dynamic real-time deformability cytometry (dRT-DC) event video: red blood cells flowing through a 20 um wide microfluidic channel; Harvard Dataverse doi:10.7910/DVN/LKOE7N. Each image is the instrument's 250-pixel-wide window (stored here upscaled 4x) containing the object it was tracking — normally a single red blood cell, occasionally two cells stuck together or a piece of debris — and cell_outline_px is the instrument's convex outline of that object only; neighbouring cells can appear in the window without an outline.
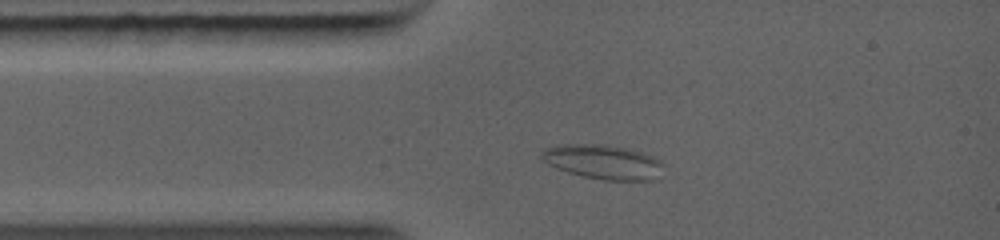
{"species": "common noctule bat (a hibernating species)", "species_latin": "Nyctalus noctula", "temperature_condition": "warm", "stored_images_in_passage": 6, "camera_frame_rate_fps": 5000, "um_per_image_px": 0.085, "animal": {"sex": "female", "body_mass_g": 19.0, "forearm_length_mm": 56.7}, "frame": {"image": 1, "passage_image": 2, "time_ms": 0.8, "image_size_px": [1000, 240], "cell_outline_px": [[648, 160], [636, 180], [608, 180], [584, 176], [560, 168], [552, 164], [548, 152], [552, 148], [608, 148], [628, 152], [640, 156]], "centroid_in_image_um": [50.91, 13.84], "position_along_channel_um": 34.1, "area_um2": 17.63}}
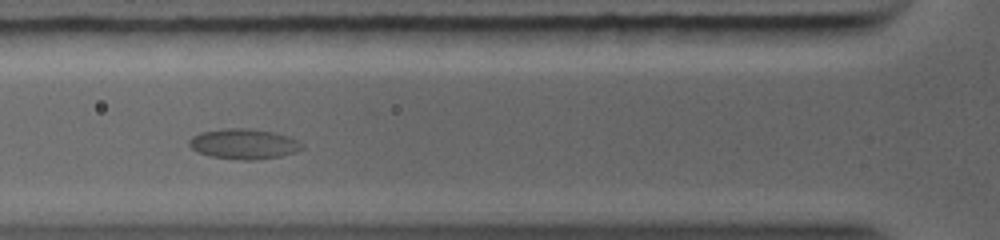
{"frame": {"image": 2, "passage_image": 4, "time_ms": 2.6, "image_size_px": [1000, 240], "cell_outline_px": [[292, 140], [284, 152], [276, 156], [248, 160], [216, 156], [200, 152], [192, 144], [192, 140], [196, 136], [204, 132], [240, 128], [244, 128], [268, 132]], "centroid_in_image_um": [20.48, 12.22], "position_along_channel_um": 105.3, "area_um2": 16.82}}
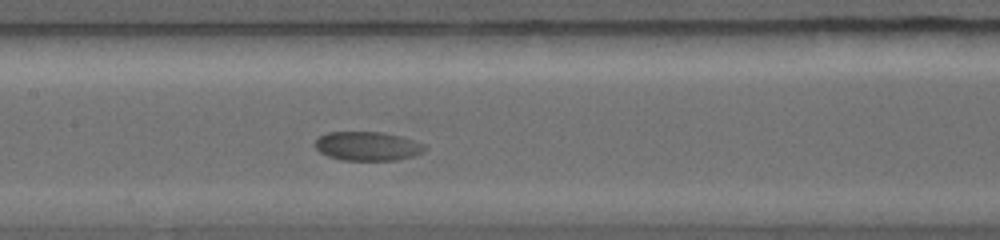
{"frame": {"image": 3, "passage_image": 6, "time_ms": 4.2, "image_size_px": [1000, 240], "cell_outline_px": [[408, 152], [404, 156], [392, 160], [348, 160], [332, 156], [324, 152], [316, 144], [316, 140], [320, 136], [332, 132], [372, 132], [392, 136]], "centroid_in_image_um": [30.69, 12.42], "position_along_channel_um": 176.7, "area_um2": 14.97}}